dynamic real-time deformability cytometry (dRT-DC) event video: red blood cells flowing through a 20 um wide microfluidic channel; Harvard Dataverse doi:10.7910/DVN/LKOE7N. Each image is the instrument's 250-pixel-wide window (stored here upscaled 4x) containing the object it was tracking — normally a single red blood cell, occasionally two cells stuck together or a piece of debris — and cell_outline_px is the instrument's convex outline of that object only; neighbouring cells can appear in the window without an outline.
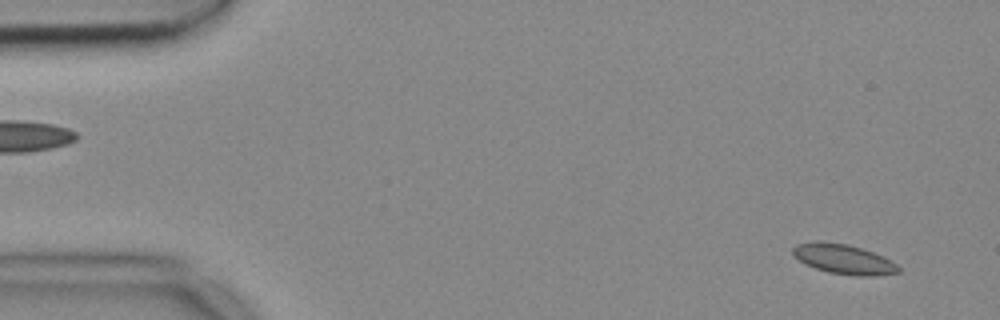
{"species": "common noctule bat (a hibernating species)", "species_latin": "Nyctalus noctula", "temperature_condition": "cold", "stored_images_in_passage": 54, "camera_frame_rate_fps": 3000, "um_per_image_px": 0.085, "animal": {"sex": "female", "body_mass_g": 18.4}, "frame": {"image": 1, "passage_image": 3, "time_ms": 0.667, "image_size_px": [1000, 320], "cell_outline_px": [[900, 272], [876, 276], [856, 276], [828, 272], [804, 264], [792, 256], [792, 248], [796, 244], [820, 240], [848, 244], [884, 256], [892, 260], [900, 268]], "centroid_in_image_um": [71.69, 22.02], "position_along_channel_um": 13.3, "area_um2": 18.61}}
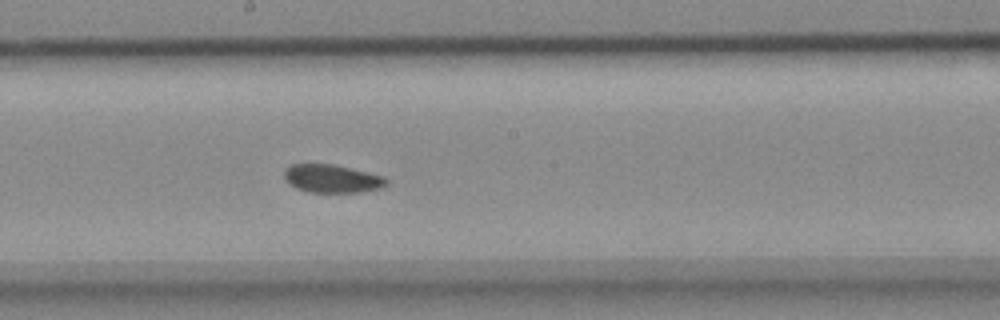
{"frame": {"image": 2, "passage_image": 29, "time_ms": 9.333, "image_size_px": [1000, 320], "cell_outline_px": [[388, 184], [384, 188], [360, 192], [308, 192], [296, 188], [288, 184], [284, 180], [284, 168], [288, 164], [332, 164], [352, 168], [384, 176], [388, 180]], "centroid_in_image_um": [28.21, 15.18], "position_along_channel_um": 220.0, "area_um2": 17.11}}
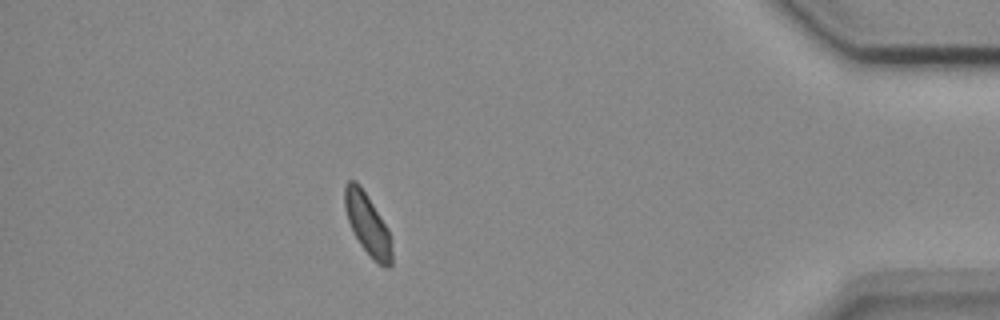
{"frame": {"image": 3, "passage_image": 48, "time_ms": 15.667, "image_size_px": [1000, 320], "cell_outline_px": [[392, 264], [388, 268], [380, 264], [360, 244], [348, 220], [344, 208], [344, 184], [348, 180], [356, 180], [360, 184], [368, 196], [388, 228], [392, 252]], "centroid_in_image_um": [31.23, 18.98], "position_along_channel_um": 404.0, "area_um2": 16.59}}